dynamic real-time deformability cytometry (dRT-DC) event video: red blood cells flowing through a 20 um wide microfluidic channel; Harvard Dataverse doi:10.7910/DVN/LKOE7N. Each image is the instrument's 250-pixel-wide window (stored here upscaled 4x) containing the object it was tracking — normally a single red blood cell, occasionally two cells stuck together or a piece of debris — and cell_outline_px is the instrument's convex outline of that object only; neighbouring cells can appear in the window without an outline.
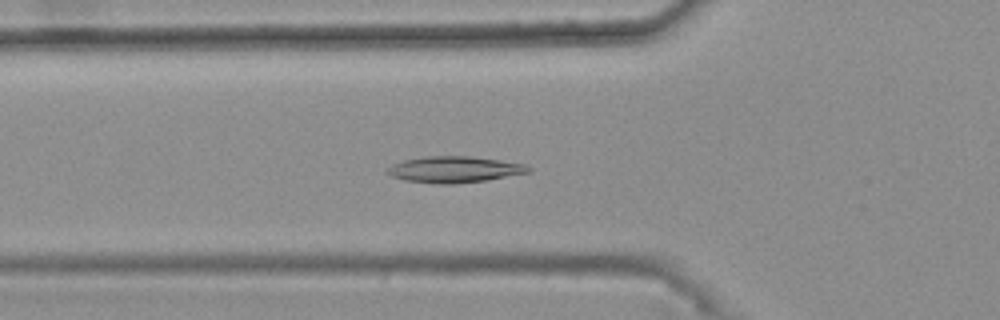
{"species": "common noctule bat (a hibernating species)", "species_latin": "Nyctalus noctula", "temperature_condition": "warm", "stored_images_in_passage": 29, "camera_frame_rate_fps": 3000, "um_per_image_px": 0.085, "animal": {"sex": "female", "body_mass_g": 25.1}, "frame": {"image": 1, "passage_image": 2, "time_ms": 0.333, "image_size_px": [1000, 320], "cell_outline_px": [[532, 172], [488, 180], [452, 184], [440, 184], [404, 180], [392, 176], [384, 172], [384, 168], [392, 164], [404, 160], [424, 156], [468, 156], [500, 160], [524, 164], [532, 168]], "centroid_in_image_um": [38.6, 14.4], "position_along_channel_um": 87.2, "area_um2": 21.79}}
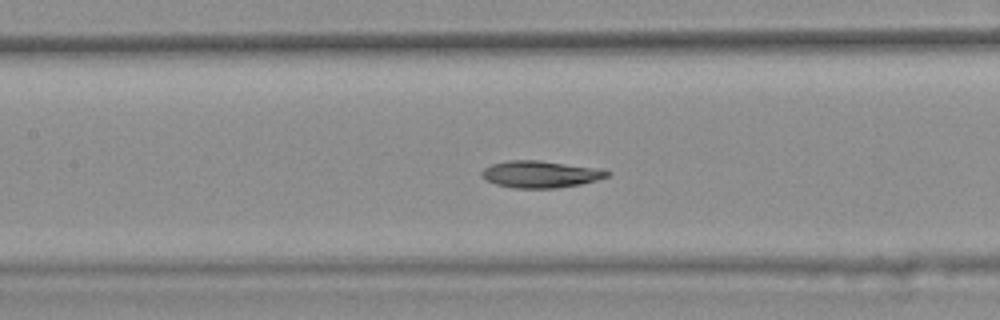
{"frame": {"image": 2, "passage_image": 8, "time_ms": 2.333, "image_size_px": [1000, 320], "cell_outline_px": [[612, 172], [608, 176], [596, 180], [580, 184], [556, 188], [512, 188], [496, 184], [484, 180], [480, 176], [480, 172], [484, 168], [492, 164], [508, 160], [540, 160], [600, 168]], "centroid_in_image_um": [45.91, 14.8], "position_along_channel_um": 161.5, "area_um2": 19.88}}
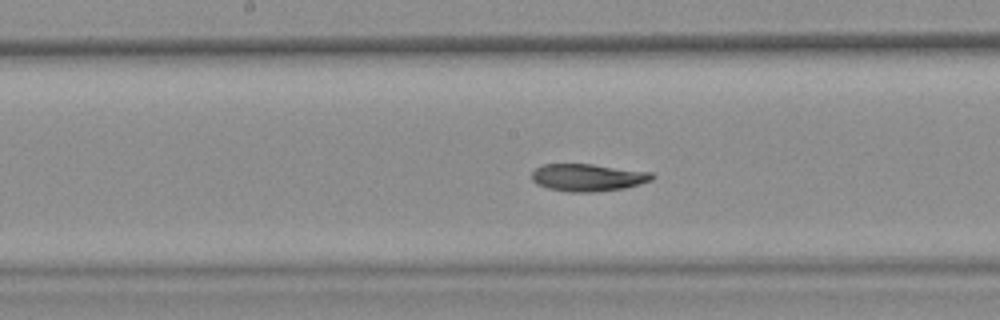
{"frame": {"image": 3, "passage_image": 11, "time_ms": 3.333, "image_size_px": [1000, 320], "cell_outline_px": [[656, 176], [652, 180], [640, 184], [624, 188], [592, 192], [568, 192], [548, 188], [536, 184], [532, 180], [532, 172], [536, 168], [544, 164], [592, 164], [652, 172]], "centroid_in_image_um": [49.98, 15.08], "position_along_channel_um": 198.2, "area_um2": 19.25}}